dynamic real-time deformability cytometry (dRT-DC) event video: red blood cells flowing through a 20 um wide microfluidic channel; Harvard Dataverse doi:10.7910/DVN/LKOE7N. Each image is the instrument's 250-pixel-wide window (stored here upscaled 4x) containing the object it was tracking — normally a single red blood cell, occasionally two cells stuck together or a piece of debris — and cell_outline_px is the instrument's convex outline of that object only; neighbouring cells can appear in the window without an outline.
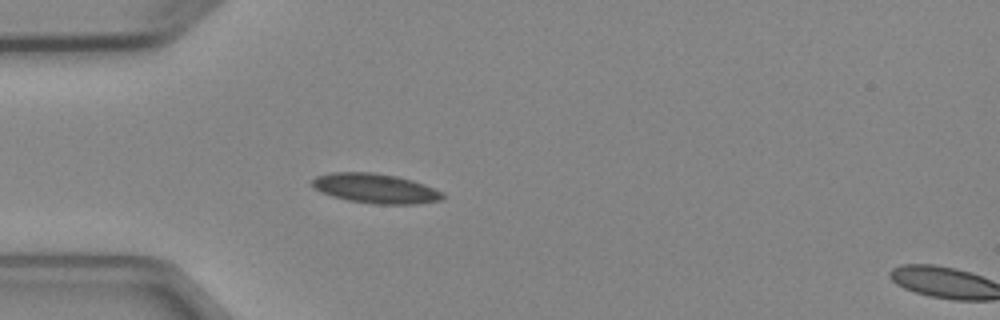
{"species": "Egyptian fruit bat (a non-hibernating species)", "species_latin": "Rousettus aegyptiacus", "temperature_condition": "cold", "stored_images_in_passage": 4, "segment_of_instrument_passage": [1, 2], "camera_frame_rate_fps": 3000, "um_per_image_px": 0.085, "animal": {"sex": "female"}, "frame": {"image": 1, "passage_image": 3, "time_ms": 2.333, "image_size_px": [1000, 320], "cell_outline_px": [[444, 196], [440, 200], [416, 204], [376, 204], [348, 200], [332, 196], [320, 192], [312, 184], [312, 180], [316, 176], [332, 172], [372, 172], [396, 176], [412, 180], [424, 184], [444, 192]], "centroid_in_image_um": [31.92, 16.01], "position_along_channel_um": 53.1, "area_um2": 22.48}}